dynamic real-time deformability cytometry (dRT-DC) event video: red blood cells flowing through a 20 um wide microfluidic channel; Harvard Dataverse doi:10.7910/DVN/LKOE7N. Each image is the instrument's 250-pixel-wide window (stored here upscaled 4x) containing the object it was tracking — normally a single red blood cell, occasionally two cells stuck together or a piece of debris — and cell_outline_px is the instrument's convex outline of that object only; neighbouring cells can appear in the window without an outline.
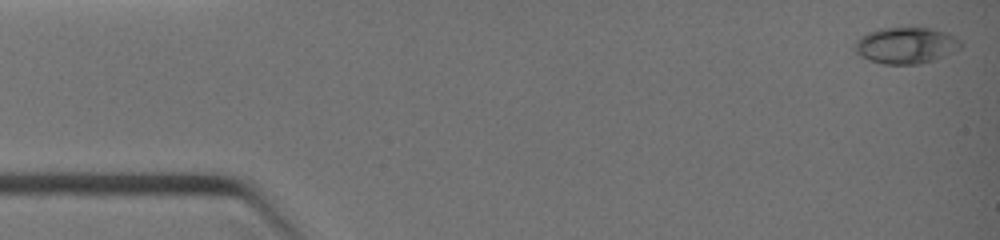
{"species": "common noctule bat (a hibernating species)", "species_latin": "Nyctalus noctula", "temperature_condition": "warm", "stored_images_in_passage": 11, "camera_frame_rate_fps": 3000, "um_per_image_px": 0.085, "animal": {"sex": "female", "body_mass_g": 19.0, "forearm_length_mm": 51.5}, "frame": {"image": 1, "passage_image": 1, "time_ms": 0.0, "image_size_px": [1000, 240], "cell_outline_px": [[964, 44], [960, 48], [944, 56], [920, 64], [884, 64], [868, 60], [856, 56], [852, 48], [856, 40], [860, 36], [868, 32], [880, 28], [928, 28], [948, 32], [960, 40]], "centroid_in_image_um": [76.95, 3.86], "position_along_channel_um": 8.1, "area_um2": 22.77}}
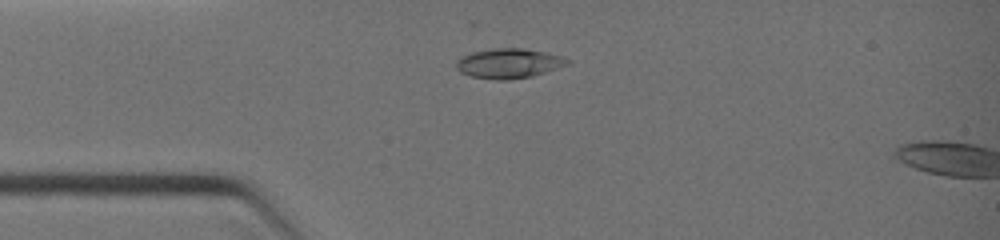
{"frame": {"image": 2, "passage_image": 9, "time_ms": 2.667, "image_size_px": [1000, 240], "cell_outline_px": [[572, 60], [568, 64], [532, 76], [512, 80], [492, 80], [472, 76], [460, 72], [456, 68], [456, 60], [460, 56], [472, 52], [492, 48], [524, 48], [564, 56]], "centroid_in_image_um": [43.23, 5.38], "position_along_channel_um": 41.8, "area_um2": 19.48}}